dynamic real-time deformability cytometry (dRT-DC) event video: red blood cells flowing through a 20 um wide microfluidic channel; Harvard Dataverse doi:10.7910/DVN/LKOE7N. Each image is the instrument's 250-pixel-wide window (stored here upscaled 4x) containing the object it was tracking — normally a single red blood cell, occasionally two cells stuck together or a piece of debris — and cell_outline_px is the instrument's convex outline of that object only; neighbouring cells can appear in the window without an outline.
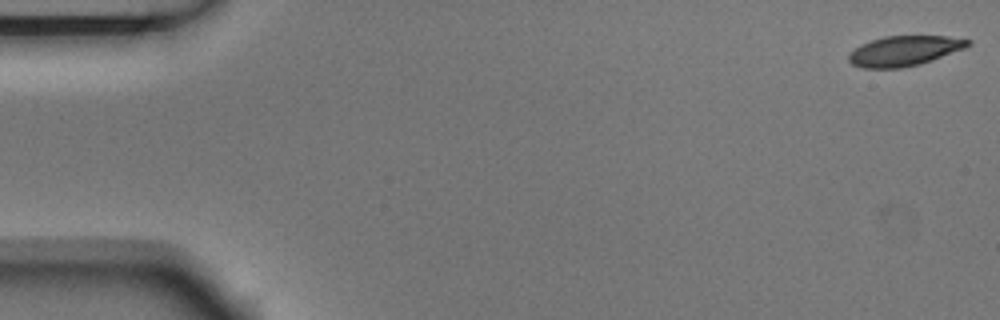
{"species": "Egyptian fruit bat (a non-hibernating species)", "species_latin": "Rousettus aegyptiacus", "temperature_condition": "room temperature", "stored_images_in_passage": 6, "camera_frame_rate_fps": 3000, "um_per_image_px": 0.085, "animal": {"sex": "male"}, "frame": {"image": 1, "passage_image": 1, "time_ms": 0.0, "image_size_px": [1000, 320], "cell_outline_px": [[972, 44], [964, 48], [932, 60], [920, 64], [900, 68], [860, 68], [852, 64], [848, 60], [848, 52], [860, 44], [884, 36], [948, 36], [972, 40]], "centroid_in_image_um": [76.83, 4.32], "position_along_channel_um": 8.2, "area_um2": 20.98}}
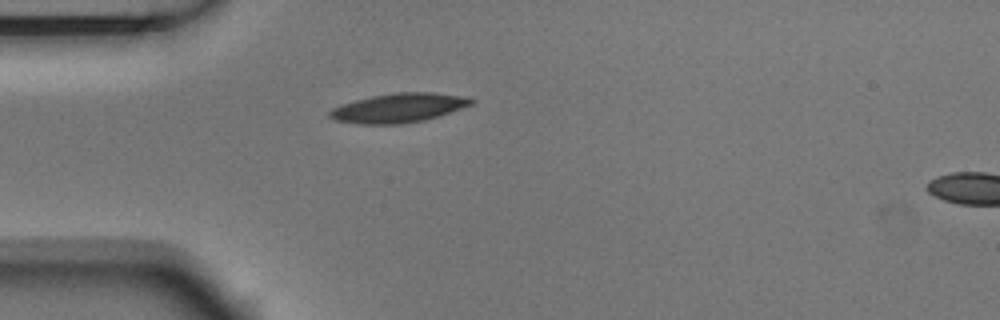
{"frame": {"image": 2, "passage_image": 5, "time_ms": 1.333, "image_size_px": [1000, 320], "cell_outline_px": [[476, 100], [472, 104], [424, 120], [400, 124], [360, 124], [336, 120], [328, 116], [328, 112], [332, 108], [340, 104], [372, 96], [396, 92], [432, 92], [464, 96]], "centroid_in_image_um": [33.85, 9.16], "position_along_channel_um": 51.2, "area_um2": 23.87}}